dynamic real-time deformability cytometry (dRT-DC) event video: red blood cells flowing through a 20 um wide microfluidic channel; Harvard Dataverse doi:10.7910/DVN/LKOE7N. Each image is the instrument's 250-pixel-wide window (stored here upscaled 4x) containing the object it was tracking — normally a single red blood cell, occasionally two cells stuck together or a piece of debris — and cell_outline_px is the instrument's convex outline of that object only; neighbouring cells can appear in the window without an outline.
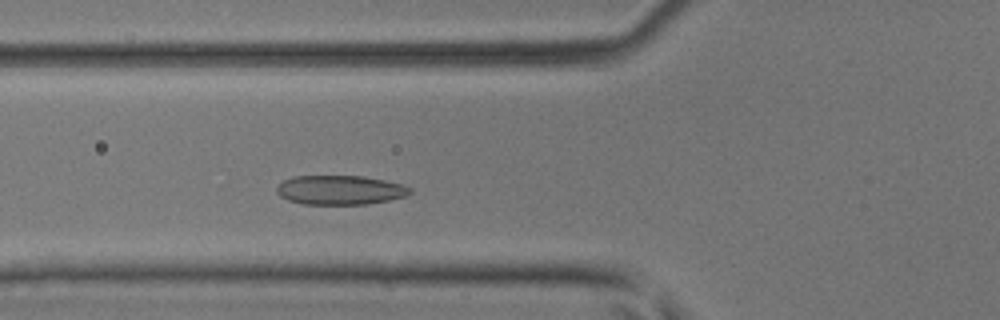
{"species": "common noctule bat (a hibernating species)", "species_latin": "Nyctalus noctula", "temperature_condition": "room temperature", "stored_images_in_passage": 43, "camera_frame_rate_fps": 3000, "um_per_image_px": 0.085, "animal": {"sex": "male", "body_mass_g": 17.9, "forearm_length_mm": 54.2}, "frame": {"image": 1, "passage_image": 12, "time_ms": 3.667, "image_size_px": [1000, 320], "cell_outline_px": [[412, 192], [404, 196], [388, 200], [368, 204], [304, 204], [288, 200], [280, 196], [276, 192], [276, 188], [284, 180], [292, 176], [364, 176], [384, 180], [400, 184], [412, 188]], "centroid_in_image_um": [28.89, 16.15], "position_along_channel_um": 96.9, "area_um2": 22.66}}
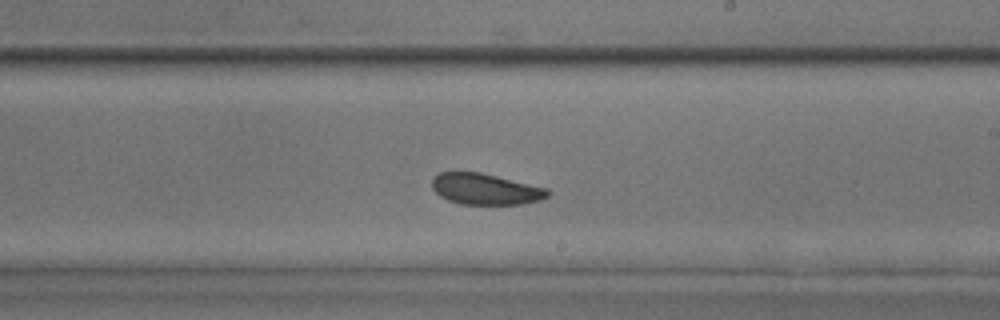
{"frame": {"image": 2, "passage_image": 23, "time_ms": 7.333, "image_size_px": [1000, 320], "cell_outline_px": [[552, 192], [548, 196], [540, 200], [524, 204], [460, 204], [448, 200], [440, 196], [432, 188], [432, 176], [436, 172], [456, 168], [480, 172], [548, 188]], "centroid_in_image_um": [41.19, 16.02], "position_along_channel_um": 247.8, "area_um2": 21.79}}
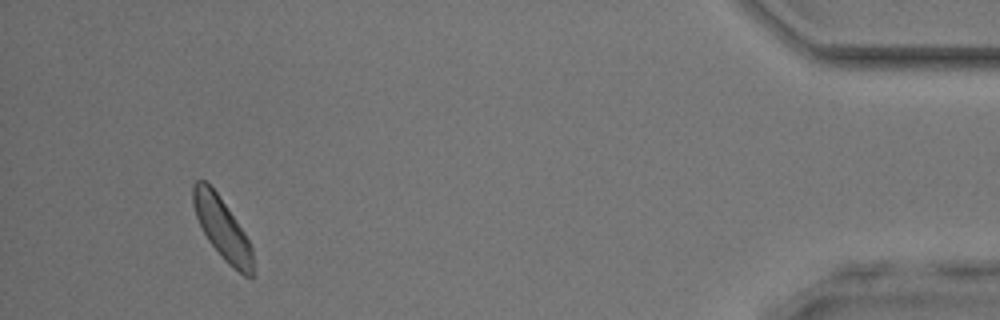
{"frame": {"image": 3, "passage_image": 40, "time_ms": 13.0, "image_size_px": [1000, 320], "cell_outline_px": [[252, 276], [244, 276], [228, 264], [224, 260], [208, 240], [196, 216], [192, 204], [192, 184], [196, 180], [204, 180], [216, 192], [244, 232], [252, 248]], "centroid_in_image_um": [18.85, 19.4], "position_along_channel_um": 416.3, "area_um2": 20.92}, "authors_computed_cell_mechanics": {"area_um2": 21.7328, "velocity_mm_per_s": 4.1368, "shape_relaxation_time_tau1_ms": 1.9089, "shape_relaxation_time_tau2_ms": 3.6569, "deformation_change_tau1": 0.0689, "deformation_change_tau2": 0.1005}}